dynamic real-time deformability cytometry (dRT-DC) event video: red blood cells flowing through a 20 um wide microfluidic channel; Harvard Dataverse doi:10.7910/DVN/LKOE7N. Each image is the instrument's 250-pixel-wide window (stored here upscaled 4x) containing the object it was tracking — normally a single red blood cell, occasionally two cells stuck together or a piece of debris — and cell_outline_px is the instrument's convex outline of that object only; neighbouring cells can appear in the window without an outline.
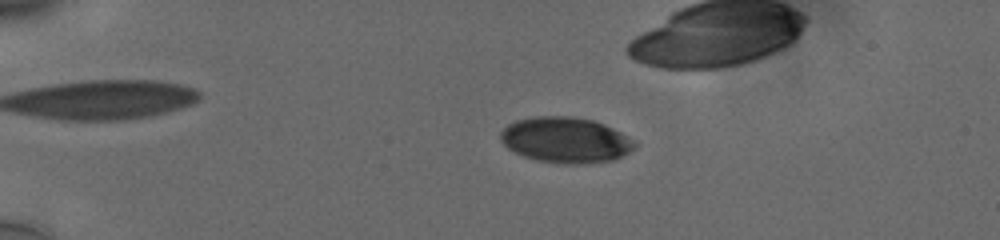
{"species": "human", "species_latin": "Homo sapiens", "temperature_condition": "cold", "stored_images_in_passage": 52, "camera_frame_rate_fps": 3000, "um_per_image_px": 0.085, "donor": {"sex": "male"}, "frame": {"image": 1, "passage_image": 14, "time_ms": 4.333, "image_size_px": [1000, 240], "cell_outline_px": [[636, 144], [628, 152], [612, 160], [584, 164], [568, 164], [536, 160], [524, 156], [508, 148], [500, 140], [500, 132], [508, 124], [516, 120], [532, 116], [572, 116], [592, 120], [604, 124], [628, 136]], "centroid_in_image_um": [48.04, 11.89], "position_along_channel_um": 37.0, "area_um2": 35.49}}
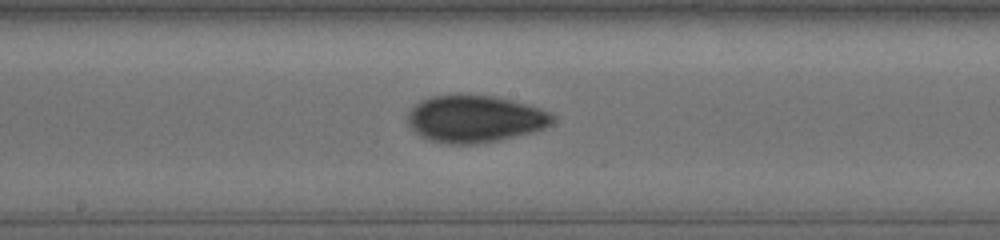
{"frame": {"image": 2, "passage_image": 33, "time_ms": 10.667, "image_size_px": [1000, 240], "cell_outline_px": [[552, 120], [544, 128], [532, 132], [500, 140], [476, 144], [452, 144], [428, 140], [420, 136], [408, 124], [408, 116], [412, 108], [416, 104], [432, 96], [492, 96], [524, 104], [548, 112], [552, 116]], "centroid_in_image_um": [40.32, 10.14], "position_along_channel_um": 207.9, "area_um2": 38.73}}
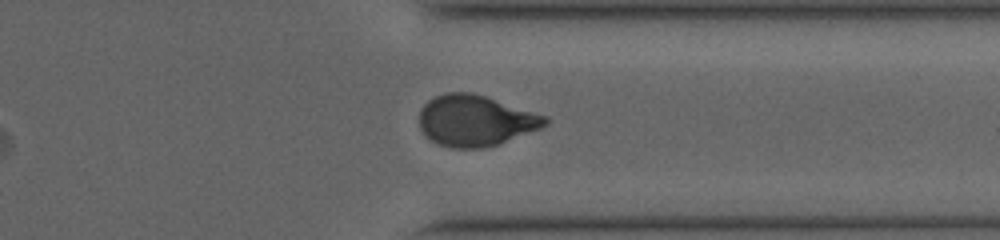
{"frame": {"image": 3, "passage_image": 46, "time_ms": 15.0, "image_size_px": [1000, 240], "cell_outline_px": [[548, 124], [540, 128], [496, 144], [484, 148], [452, 148], [436, 144], [420, 128], [420, 112], [424, 104], [428, 100], [444, 92], [472, 92], [548, 116]], "centroid_in_image_um": [40.4, 10.24], "position_along_channel_um": 371.0, "area_um2": 37.11}, "authors_computed_cell_mechanics": {"area_um2": 37.2232, "velocity_mm_per_s": 3.7812, "shape_relaxation_time_tau1_ms": 7.0345, "shape_relaxation_time_tau2_ms": 1.898, "deformation_change_tau1": 0.1905, "deformation_change_tau2": 0.0518}}